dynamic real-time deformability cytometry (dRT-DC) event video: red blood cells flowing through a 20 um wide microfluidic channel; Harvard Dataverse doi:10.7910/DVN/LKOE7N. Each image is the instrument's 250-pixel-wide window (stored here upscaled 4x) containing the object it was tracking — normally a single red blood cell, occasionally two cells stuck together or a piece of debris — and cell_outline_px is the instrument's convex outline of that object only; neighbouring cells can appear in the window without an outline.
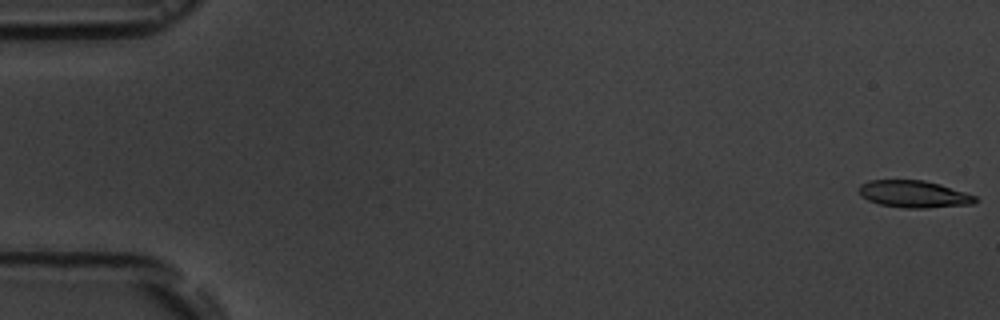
{"species": "common noctule bat (a hibernating species)", "species_latin": "Nyctalus noctula", "temperature_condition": "room temperature", "stored_images_in_passage": 5, "camera_frame_rate_fps": 3000, "um_per_image_px": 0.085, "animal": {"sex": "male", "body_mass_g": 19.5, "forearm_length_mm": 54.6}, "frame": {"image": 1, "passage_image": 1, "time_ms": 0.0, "image_size_px": [1000, 320], "cell_outline_px": [[980, 200], [972, 204], [928, 208], [904, 208], [880, 204], [868, 200], [860, 196], [860, 184], [868, 180], [924, 180], [940, 184], [976, 196]], "centroid_in_image_um": [77.69, 16.5], "position_along_channel_um": 7.3, "area_um2": 18.38}}
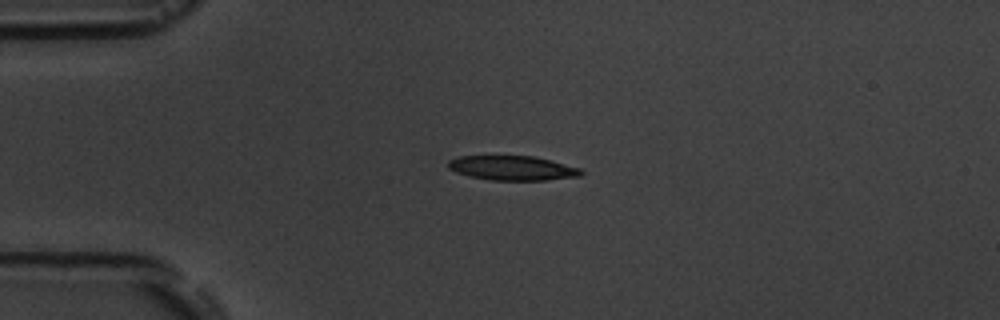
{"frame": {"image": 2, "passage_image": 4, "time_ms": 4.333, "image_size_px": [1000, 320], "cell_outline_px": [[584, 172], [580, 176], [544, 180], [488, 180], [468, 176], [456, 172], [448, 168], [448, 160], [460, 156], [536, 156], [552, 160], [580, 168]], "centroid_in_image_um": [43.56, 14.28], "position_along_channel_um": 41.4, "area_um2": 19.07}}